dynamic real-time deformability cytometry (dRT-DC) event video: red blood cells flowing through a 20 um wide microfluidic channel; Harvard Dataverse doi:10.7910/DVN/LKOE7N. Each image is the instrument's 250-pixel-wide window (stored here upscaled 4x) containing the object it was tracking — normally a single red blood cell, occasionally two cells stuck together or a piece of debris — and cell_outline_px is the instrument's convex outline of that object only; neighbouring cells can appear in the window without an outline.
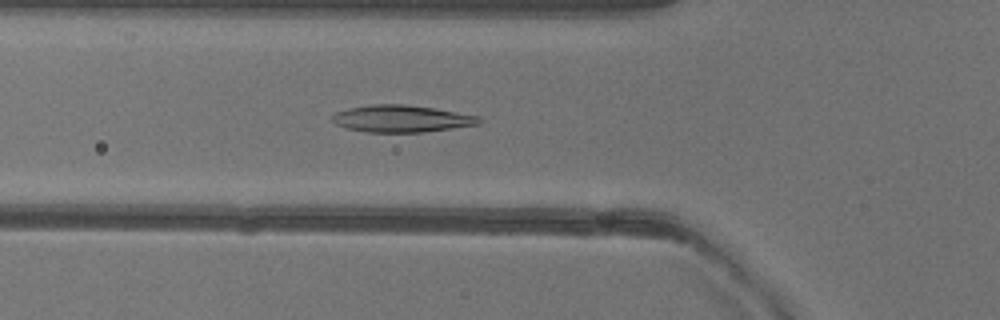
{"species": "common noctule bat (a hibernating species)", "species_latin": "Nyctalus noctula", "temperature_condition": "warm", "stored_images_in_passage": 49, "camera_frame_rate_fps": 3000, "um_per_image_px": 0.085, "animal": {"sex": "female"}, "frame": {"image": 1, "passage_image": 16, "time_ms": 5.0, "image_size_px": [1000, 320], "cell_outline_px": [[480, 124], [424, 132], [364, 132], [348, 128], [336, 124], [332, 120], [332, 116], [336, 112], [348, 108], [372, 104], [404, 104], [432, 108], [480, 116]], "centroid_in_image_um": [34.11, 10.09], "position_along_channel_um": 91.7, "area_um2": 22.95}}
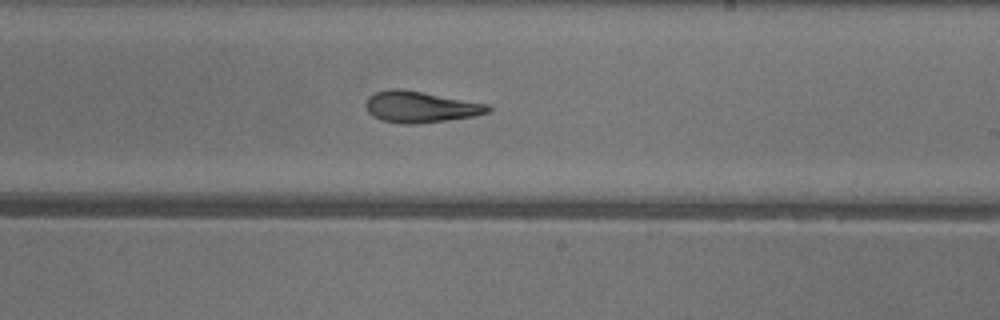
{"frame": {"image": 2, "passage_image": 28, "time_ms": 9.0, "image_size_px": [1000, 320], "cell_outline_px": [[492, 108], [488, 112], [476, 116], [416, 124], [400, 124], [384, 120], [372, 116], [368, 112], [364, 104], [368, 96], [376, 92], [388, 88], [400, 88], [424, 92], [488, 104]], "centroid_in_image_um": [35.71, 9.08], "position_along_channel_um": 253.3, "area_um2": 22.43}}
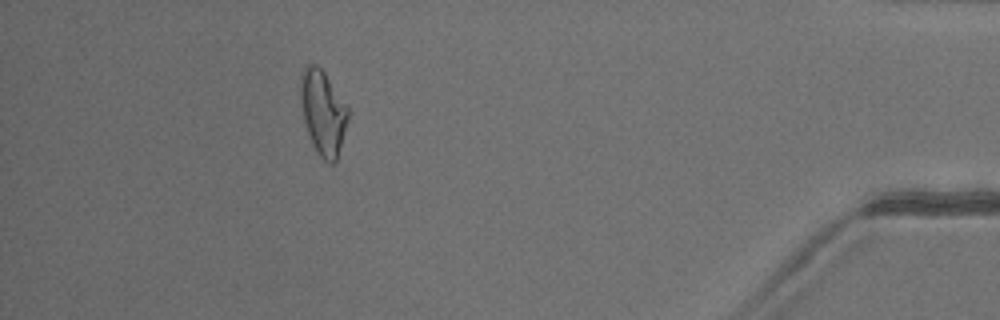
{"frame": {"image": 3, "passage_image": 44, "time_ms": 14.333, "image_size_px": [1000, 320], "cell_outline_px": [[348, 120], [336, 164], [328, 164], [316, 152], [312, 144], [304, 120], [300, 104], [300, 72], [308, 64], [316, 64], [324, 72], [348, 104]], "centroid_in_image_um": [27.46, 9.56], "position_along_channel_um": 407.7, "area_um2": 23.81}, "authors_computed_cell_mechanics": {"area_um2": 22.831, "velocity_mm_per_s": 4.0274, "shape_relaxation_time_tau1_ms": null, "shape_relaxation_time_tau2_ms": 2.8724, "deformation_change_tau1": null, "deformation_change_tau2": 0.1254}}